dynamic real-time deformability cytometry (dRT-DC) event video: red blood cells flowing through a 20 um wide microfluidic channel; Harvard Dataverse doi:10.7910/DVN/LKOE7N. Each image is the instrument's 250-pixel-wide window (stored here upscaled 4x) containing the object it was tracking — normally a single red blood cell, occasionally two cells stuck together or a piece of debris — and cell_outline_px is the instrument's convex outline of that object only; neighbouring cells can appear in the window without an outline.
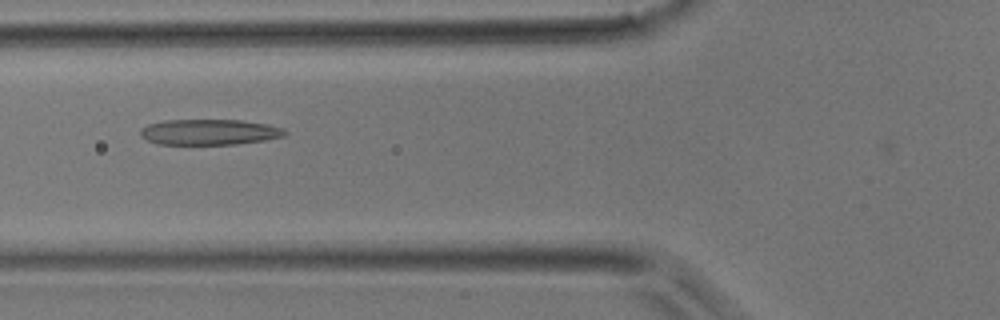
{"species": "common noctule bat (a hibernating species)", "species_latin": "Nyctalus noctula", "temperature_condition": "room temperature", "stored_images_in_passage": 41, "camera_frame_rate_fps": 3000, "um_per_image_px": 0.085, "animal": {"sex": "male", "body_mass_g": 17.9}, "frame": {"image": 1, "passage_image": 16, "time_ms": 5.0, "image_size_px": [1000, 320], "cell_outline_px": [[288, 132], [284, 136], [264, 140], [236, 144], [156, 144], [140, 136], [140, 128], [148, 124], [164, 120], [240, 120], [268, 124], [284, 128]], "centroid_in_image_um": [17.79, 11.22], "position_along_channel_um": 108.0, "area_um2": 21.68}}
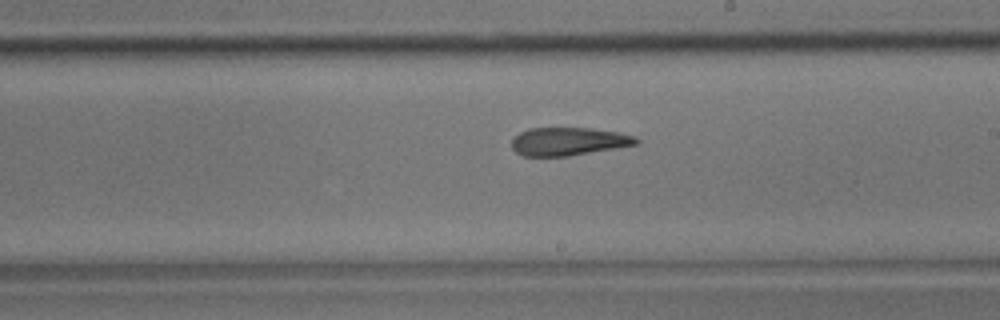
{"frame": {"image": 2, "passage_image": 24, "time_ms": 7.667, "image_size_px": [1000, 320], "cell_outline_px": [[640, 144], [568, 156], [524, 156], [516, 152], [512, 148], [512, 136], [528, 128], [592, 128], [620, 132], [636, 136], [640, 140]], "centroid_in_image_um": [48.35, 12.01], "position_along_channel_um": 240.7, "area_um2": 20.63}}
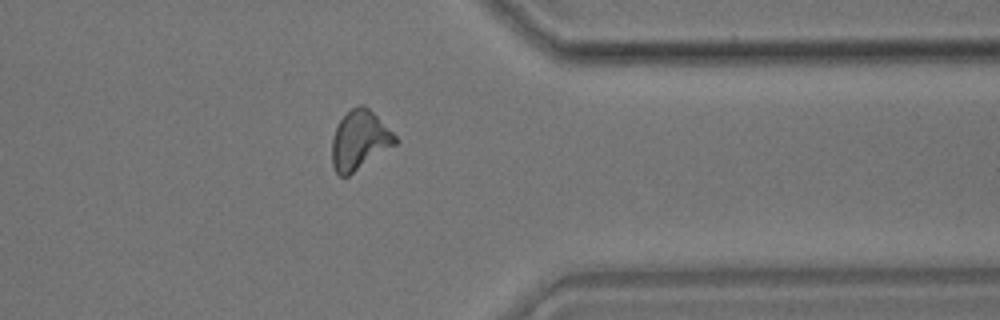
{"frame": {"image": 3, "passage_image": 33, "time_ms": 10.667, "image_size_px": [1000, 320], "cell_outline_px": [[400, 140], [396, 144], [348, 176], [340, 176], [336, 172], [332, 164], [332, 140], [336, 128], [340, 120], [352, 108], [360, 104], [364, 104]], "centroid_in_image_um": [30.56, 11.93], "position_along_channel_um": 380.8, "area_um2": 21.44}}